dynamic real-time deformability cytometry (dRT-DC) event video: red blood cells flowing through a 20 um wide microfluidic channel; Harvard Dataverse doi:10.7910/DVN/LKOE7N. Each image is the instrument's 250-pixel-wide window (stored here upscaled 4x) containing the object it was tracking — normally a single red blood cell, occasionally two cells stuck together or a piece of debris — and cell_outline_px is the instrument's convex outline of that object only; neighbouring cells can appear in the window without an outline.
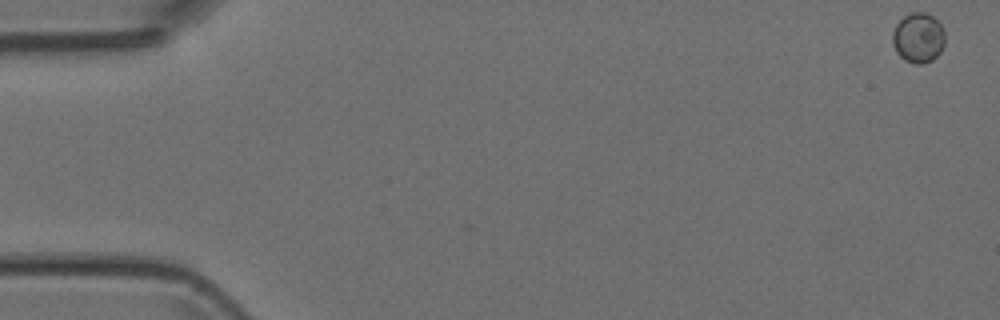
{"species": "Egyptian fruit bat (a non-hibernating species)", "species_latin": "Rousettus aegyptiacus", "temperature_condition": "room temperature", "stored_images_in_passage": 5, "camera_frame_rate_fps": 3000, "um_per_image_px": 0.085, "animal": {"sex": "female"}, "frame": {"image": 1, "passage_image": 1, "time_ms": 0.0, "image_size_px": [1000, 320], "cell_outline_px": [[944, 44], [940, 52], [932, 60], [920, 64], [916, 64], [904, 60], [896, 52], [892, 44], [892, 32], [896, 24], [904, 16], [912, 12], [924, 12], [932, 16], [944, 28]], "centroid_in_image_um": [78.04, 3.21], "position_along_channel_um": 7.0, "area_um2": 15.32}}
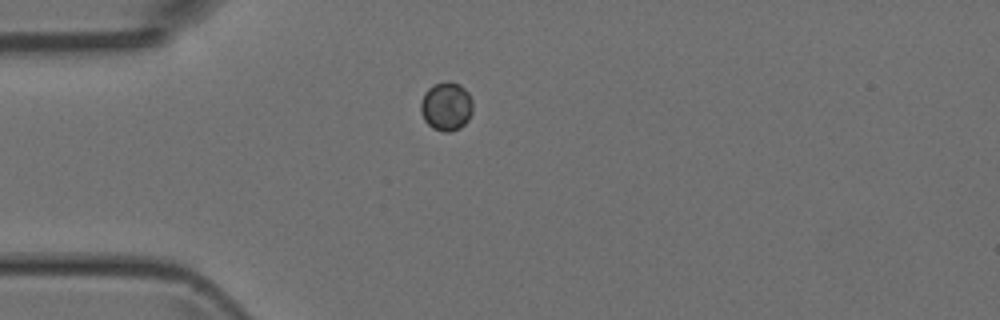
{"frame": {"image": 2, "passage_image": 4, "time_ms": 4.333, "image_size_px": [1000, 320], "cell_outline_px": [[472, 112], [468, 120], [460, 128], [448, 132], [444, 132], [432, 128], [424, 120], [420, 112], [420, 104], [424, 92], [432, 84], [448, 80], [460, 84], [468, 92], [472, 100]], "centroid_in_image_um": [37.92, 9.02], "position_along_channel_um": 47.1, "area_um2": 15.03}}